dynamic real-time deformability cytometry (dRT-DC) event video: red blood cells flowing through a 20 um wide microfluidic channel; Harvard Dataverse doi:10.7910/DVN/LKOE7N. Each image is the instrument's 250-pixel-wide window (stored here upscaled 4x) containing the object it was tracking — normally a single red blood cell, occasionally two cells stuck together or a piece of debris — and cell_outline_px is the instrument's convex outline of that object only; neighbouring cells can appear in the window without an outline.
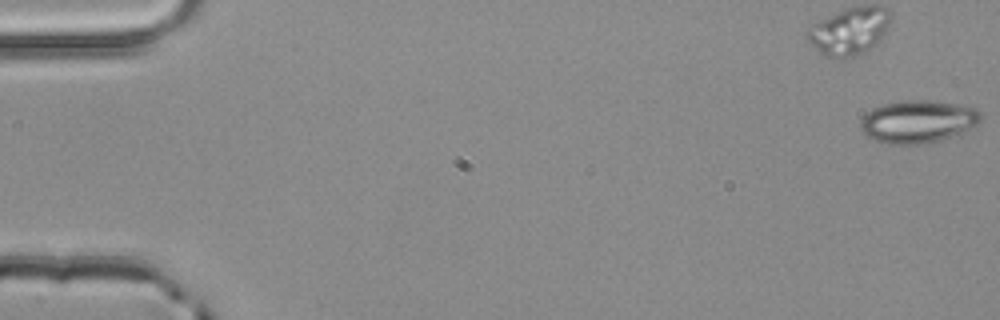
{"species": "common noctule bat (a hibernating species)", "species_latin": "Nyctalus noctula", "temperature_condition": "room temperature", "stored_images_in_passage": 2, "camera_frame_rate_fps": 3000, "um_per_image_px": 0.085, "animal": {"sex": "male", "body_mass_g": 20.4}, "frame": {"image": 1, "passage_image": 2, "time_ms": 0.333, "image_size_px": [1000, 320], "cell_outline_px": [[980, 124], [964, 132], [952, 136], [936, 140], [916, 144], [888, 144], [864, 136], [860, 128], [860, 120], [872, 108], [884, 104], [900, 100], [932, 100], [976, 108], [980, 112]], "centroid_in_image_um": [78.0, 10.32], "position_along_channel_um": 7.0, "area_um2": 29.88}}